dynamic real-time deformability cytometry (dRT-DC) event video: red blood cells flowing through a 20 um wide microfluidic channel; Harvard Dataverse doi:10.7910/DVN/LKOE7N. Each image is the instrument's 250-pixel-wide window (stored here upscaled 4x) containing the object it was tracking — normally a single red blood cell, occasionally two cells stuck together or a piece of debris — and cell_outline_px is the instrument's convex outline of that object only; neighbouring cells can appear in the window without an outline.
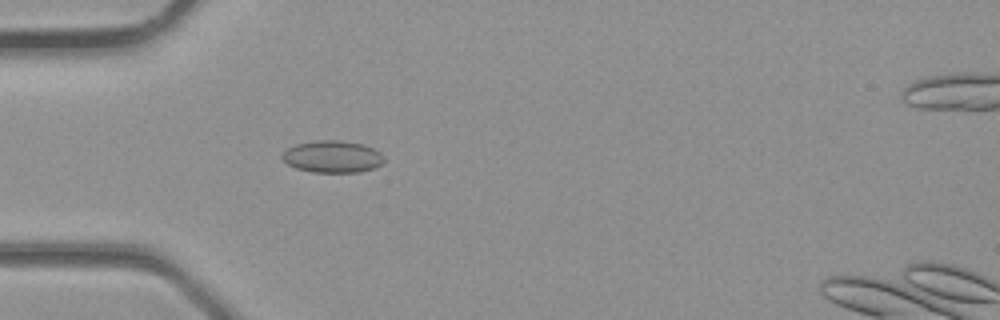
{"species": "common noctule bat (a hibernating species)", "species_latin": "Nyctalus noctula", "temperature_condition": "room temperature", "stored_images_in_passage": 2, "camera_frame_rate_fps": 3000, "um_per_image_px": 0.085, "animal": {"sex": "male", "body_mass_g": 23.1, "forearm_length_mm": 52.7}, "frame": {"image": 1, "passage_image": 1, "time_ms": 0.0, "image_size_px": [1000, 320], "cell_outline_px": [[384, 160], [380, 164], [372, 168], [360, 172], [312, 172], [296, 168], [288, 164], [280, 156], [280, 152], [296, 144], [320, 140], [340, 140], [364, 144], [380, 152], [384, 156]], "centroid_in_image_um": [28.24, 13.31], "position_along_channel_um": 56.8, "area_um2": 19.02}}